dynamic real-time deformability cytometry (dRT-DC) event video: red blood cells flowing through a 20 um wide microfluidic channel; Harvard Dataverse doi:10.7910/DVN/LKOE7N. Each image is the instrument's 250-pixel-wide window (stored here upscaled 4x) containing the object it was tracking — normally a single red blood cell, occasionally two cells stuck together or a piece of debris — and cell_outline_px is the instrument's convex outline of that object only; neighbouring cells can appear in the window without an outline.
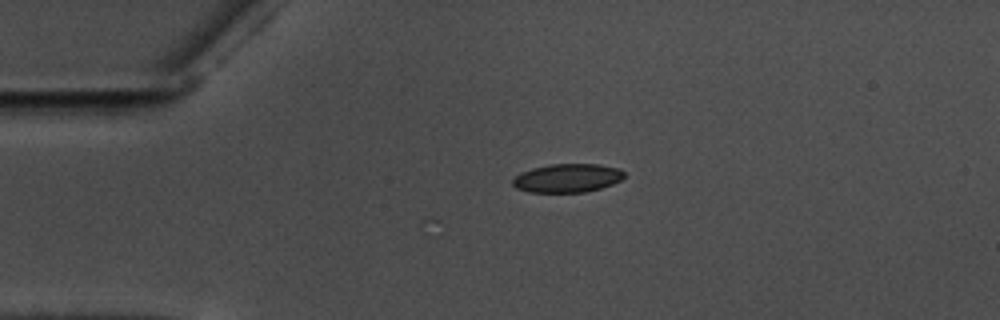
{"species": "common noctule bat (a hibernating species)", "species_latin": "Nyctalus noctula", "temperature_condition": "warm", "stored_images_in_passage": 2, "camera_frame_rate_fps": 3000, "um_per_image_px": 0.085, "animal": {"sex": "male", "body_mass_g": 17.5, "forearm_length_mm": 52.3}, "frame": {"image": 1, "passage_image": 2, "time_ms": 0.333, "image_size_px": [1000, 320], "cell_outline_px": [[624, 176], [620, 180], [612, 184], [600, 188], [584, 192], [528, 192], [516, 188], [512, 184], [512, 180], [520, 172], [532, 168], [548, 164], [596, 164], [620, 168], [624, 172]], "centroid_in_image_um": [48.2, 15.13], "position_along_channel_um": 36.8, "area_um2": 18.61}}